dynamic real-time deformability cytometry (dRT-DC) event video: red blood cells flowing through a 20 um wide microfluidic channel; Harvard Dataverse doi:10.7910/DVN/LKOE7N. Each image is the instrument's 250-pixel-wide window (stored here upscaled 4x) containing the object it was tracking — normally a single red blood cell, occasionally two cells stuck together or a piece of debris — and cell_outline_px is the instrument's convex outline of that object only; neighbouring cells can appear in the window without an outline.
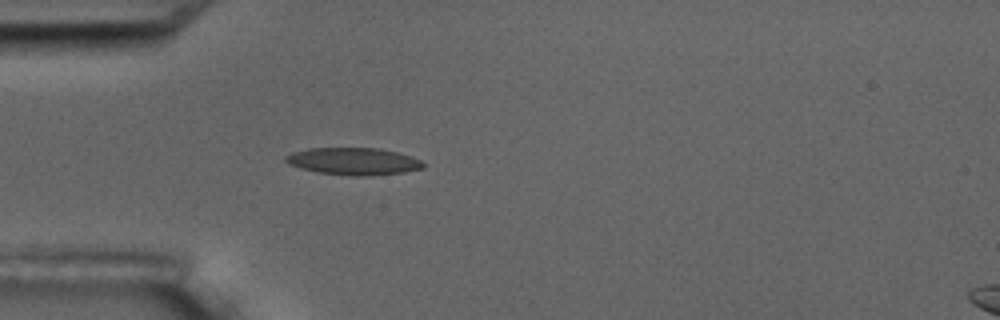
{"species": "common noctule bat (a hibernating species)", "species_latin": "Nyctalus noctula", "temperature_condition": "room temperature", "stored_images_in_passage": 4, "camera_frame_rate_fps": 3000, "um_per_image_px": 0.085, "animal": {"sex": "male", "body_mass_g": 17.5, "forearm_length_mm": 52.3}, "frame": {"image": 1, "passage_image": 4, "time_ms": 3.333, "image_size_px": [1000, 320], "cell_outline_px": [[424, 168], [404, 172], [364, 176], [348, 176], [320, 172], [300, 168], [288, 164], [284, 160], [284, 156], [292, 152], [308, 148], [380, 148], [396, 152], [420, 160], [424, 164]], "centroid_in_image_um": [30.0, 13.71], "position_along_channel_um": 55.0, "area_um2": 21.73}}